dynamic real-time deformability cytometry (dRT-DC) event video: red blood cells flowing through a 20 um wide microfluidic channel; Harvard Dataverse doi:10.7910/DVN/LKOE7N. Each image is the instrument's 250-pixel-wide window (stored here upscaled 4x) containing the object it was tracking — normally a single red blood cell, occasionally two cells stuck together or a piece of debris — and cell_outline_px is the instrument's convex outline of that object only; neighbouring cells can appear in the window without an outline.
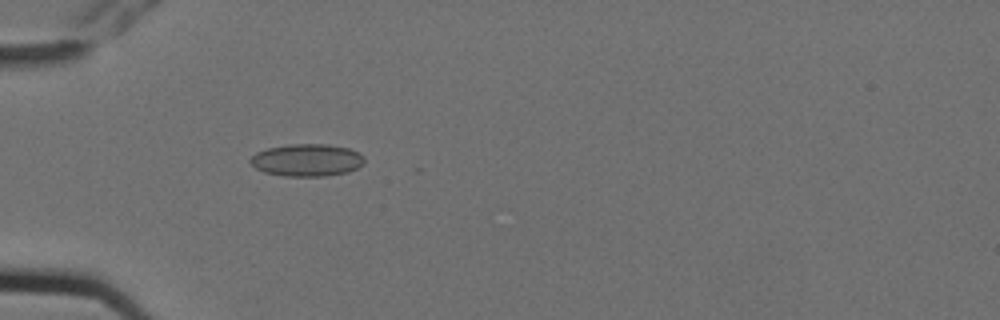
{"species": "Egyptian fruit bat (a non-hibernating species)", "species_latin": "Rousettus aegyptiacus", "temperature_condition": "cold", "stored_images_in_passage": 3, "camera_frame_rate_fps": 3000, "um_per_image_px": 0.085, "animal": {"sex": "female"}, "frame": {"image": 1, "passage_image": 3, "time_ms": 0.667, "image_size_px": [1000, 320], "cell_outline_px": [[364, 164], [348, 172], [324, 176], [284, 176], [264, 172], [256, 168], [248, 160], [256, 152], [268, 148], [288, 144], [328, 144], [348, 148], [364, 156]], "centroid_in_image_um": [26.08, 13.61], "position_along_channel_um": 58.9, "area_um2": 21.5}}